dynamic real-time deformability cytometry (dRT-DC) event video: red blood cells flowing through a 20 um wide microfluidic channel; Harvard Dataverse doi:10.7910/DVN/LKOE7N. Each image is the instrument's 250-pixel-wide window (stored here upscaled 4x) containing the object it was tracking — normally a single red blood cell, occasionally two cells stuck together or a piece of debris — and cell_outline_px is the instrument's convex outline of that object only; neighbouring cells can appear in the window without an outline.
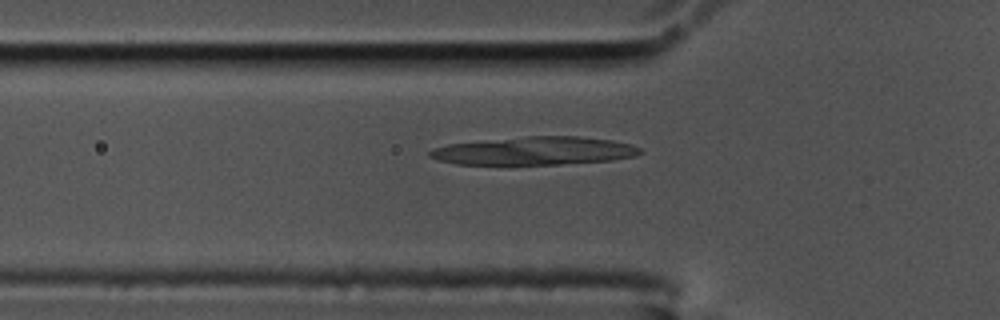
{"species": "common noctule bat (a hibernating species)", "species_latin": "Nyctalus noctula", "temperature_condition": "cold", "stored_images_in_passage": 52, "camera_frame_rate_fps": 3000, "um_per_image_px": 0.085, "animal": {"sex": "male", "body_mass_g": 17.5, "forearm_length_mm": 52.3}, "frame": {"image": 1, "passage_image": 13, "time_ms": 4.0, "image_size_px": [1000, 320], "cell_outline_px": [[644, 152], [636, 156], [612, 160], [560, 164], [456, 164], [436, 160], [428, 156], [428, 152], [432, 148], [448, 144], [524, 136], [580, 136], [612, 140], [632, 144], [640, 148]], "centroid_in_image_um": [45.44, 12.82], "position_along_channel_um": 80.4, "area_um2": 34.62}}
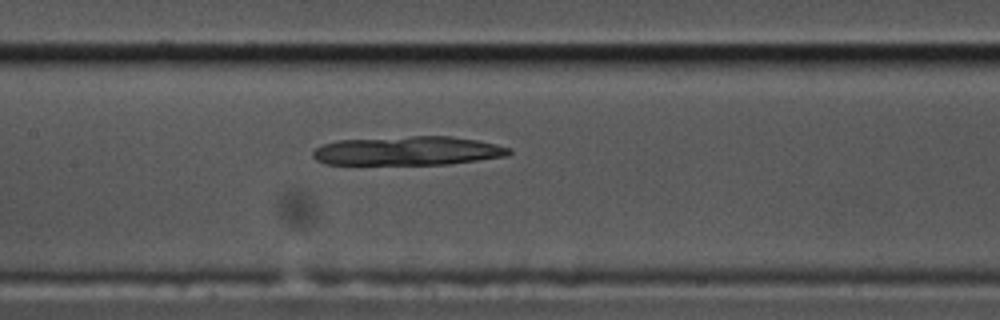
{"frame": {"image": 2, "passage_image": 21, "time_ms": 6.667, "image_size_px": [1000, 320], "cell_outline_px": [[512, 152], [508, 156], [448, 164], [324, 164], [316, 160], [312, 156], [312, 152], [316, 148], [324, 144], [336, 140], [412, 136], [452, 136], [476, 140], [496, 144], [512, 148]], "centroid_in_image_um": [34.68, 12.82], "position_along_channel_um": 172.7, "area_um2": 33.18}}
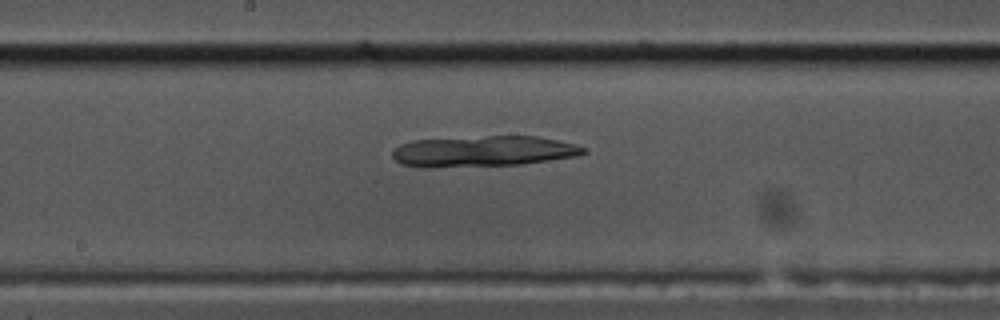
{"frame": {"image": 3, "passage_image": 24, "time_ms": 7.667, "image_size_px": [1000, 320], "cell_outline_px": [[588, 152], [580, 156], [520, 164], [432, 168], [420, 168], [400, 164], [392, 156], [392, 152], [400, 144], [412, 140], [488, 136], [536, 136], [576, 144], [588, 148]], "centroid_in_image_um": [41.08, 12.87], "position_along_channel_um": 207.1, "area_um2": 34.68}}